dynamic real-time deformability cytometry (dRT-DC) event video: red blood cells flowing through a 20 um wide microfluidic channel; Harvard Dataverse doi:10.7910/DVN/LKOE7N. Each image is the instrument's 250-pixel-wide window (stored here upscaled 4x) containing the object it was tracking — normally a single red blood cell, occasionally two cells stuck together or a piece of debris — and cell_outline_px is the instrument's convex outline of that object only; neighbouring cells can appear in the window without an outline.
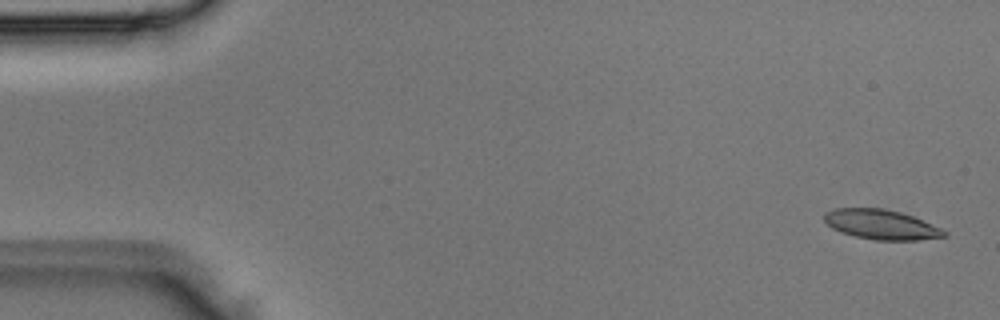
{"species": "Egyptian fruit bat (a non-hibernating species)", "species_latin": "Rousettus aegyptiacus", "temperature_condition": "room temperature", "stored_images_in_passage": 4, "camera_frame_rate_fps": 3000, "um_per_image_px": 0.085, "animal": {"sex": "male"}, "frame": {"image": 1, "passage_image": 1, "time_ms": 0.0, "image_size_px": [1000, 320], "cell_outline_px": [[948, 236], [916, 240], [872, 240], [840, 232], [832, 228], [824, 220], [824, 212], [836, 208], [884, 208], [900, 212], [912, 216], [932, 224], [948, 232]], "centroid_in_image_um": [74.9, 19.08], "position_along_channel_um": 10.1, "area_um2": 20.81}}